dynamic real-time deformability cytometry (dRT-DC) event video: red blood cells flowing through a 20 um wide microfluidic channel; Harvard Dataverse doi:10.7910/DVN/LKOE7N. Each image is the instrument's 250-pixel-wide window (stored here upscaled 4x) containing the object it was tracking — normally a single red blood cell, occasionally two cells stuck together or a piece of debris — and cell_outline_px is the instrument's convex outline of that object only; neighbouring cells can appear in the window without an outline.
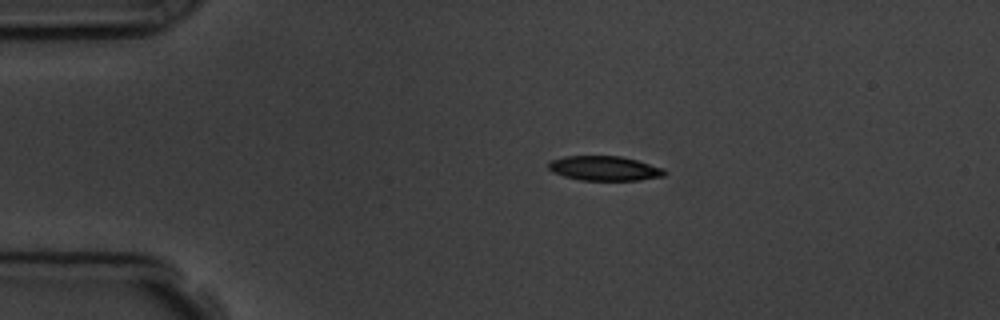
{"species": "common noctule bat (a hibernating species)", "species_latin": "Nyctalus noctula", "temperature_condition": "room temperature", "stored_images_in_passage": 5, "camera_frame_rate_fps": 3000, "um_per_image_px": 0.085, "animal": {"sex": "male", "body_mass_g": 19.5, "forearm_length_mm": 54.6}, "frame": {"image": 1, "passage_image": 1, "time_ms": 0.0, "image_size_px": [1000, 320], "cell_outline_px": [[668, 172], [664, 176], [640, 180], [580, 180], [564, 176], [552, 172], [548, 168], [548, 164], [552, 160], [564, 156], [620, 156], [636, 160], [664, 168]], "centroid_in_image_um": [51.39, 14.31], "position_along_channel_um": 33.6, "area_um2": 16.65}}
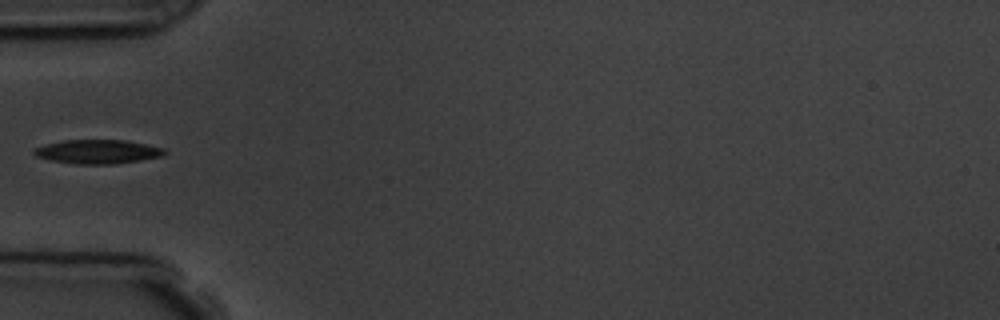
{"frame": {"image": 2, "passage_image": 3, "time_ms": 2.333, "image_size_px": [1000, 320], "cell_outline_px": [[168, 152], [164, 156], [116, 164], [72, 164], [52, 160], [36, 156], [32, 152], [32, 148], [44, 144], [64, 140], [124, 140], [164, 148]], "centroid_in_image_um": [8.29, 12.89], "position_along_channel_um": 76.7, "area_um2": 18.38}}
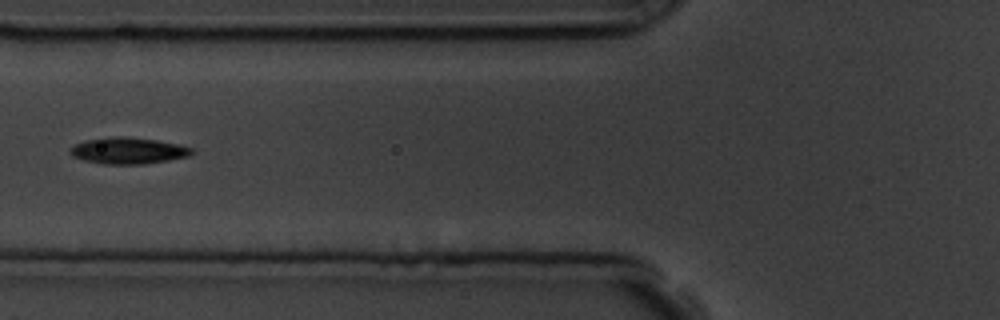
{"frame": {"image": 3, "passage_image": 4, "time_ms": 3.333, "image_size_px": [1000, 320], "cell_outline_px": [[196, 152], [188, 156], [168, 160], [144, 164], [104, 164], [84, 160], [72, 156], [68, 152], [76, 144], [84, 140], [116, 136], [128, 136], [156, 140], [180, 144], [192, 148]], "centroid_in_image_um": [10.92, 12.8], "position_along_channel_um": 114.9, "area_um2": 18.79}}